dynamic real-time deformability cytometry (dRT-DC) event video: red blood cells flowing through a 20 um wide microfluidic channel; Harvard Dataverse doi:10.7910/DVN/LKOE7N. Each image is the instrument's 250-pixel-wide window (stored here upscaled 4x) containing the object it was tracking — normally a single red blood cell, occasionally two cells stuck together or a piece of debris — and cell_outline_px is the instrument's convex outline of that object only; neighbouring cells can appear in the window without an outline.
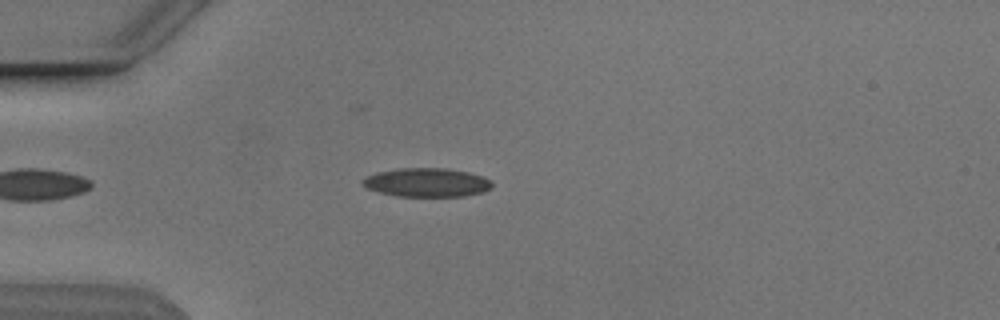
{"species": "Egyptian fruit bat (a non-hibernating species)", "species_latin": "Rousettus aegyptiacus", "temperature_condition": "cold", "stored_images_in_passage": 37, "camera_frame_rate_fps": 3000, "um_per_image_px": 0.085, "animal": {"sex": "male"}, "frame": {"image": 1, "passage_image": 2, "time_ms": 0.333, "image_size_px": [1000, 320], "cell_outline_px": [[492, 188], [484, 192], [464, 196], [396, 196], [380, 192], [368, 188], [360, 184], [360, 180], [376, 172], [400, 168], [444, 168], [468, 172], [492, 180]], "centroid_in_image_um": [36.27, 15.51], "position_along_channel_um": 48.7, "area_um2": 21.73}}
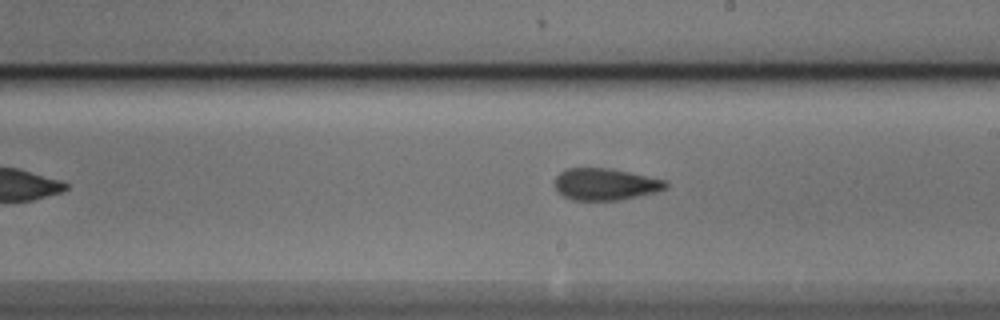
{"frame": {"image": 2, "passage_image": 18, "time_ms": 5.667, "image_size_px": [1000, 320], "cell_outline_px": [[668, 188], [656, 192], [620, 200], [572, 200], [556, 192], [556, 176], [560, 172], [568, 168], [608, 168], [668, 180]], "centroid_in_image_um": [51.48, 15.66], "position_along_channel_um": 237.5, "area_um2": 20.63}}
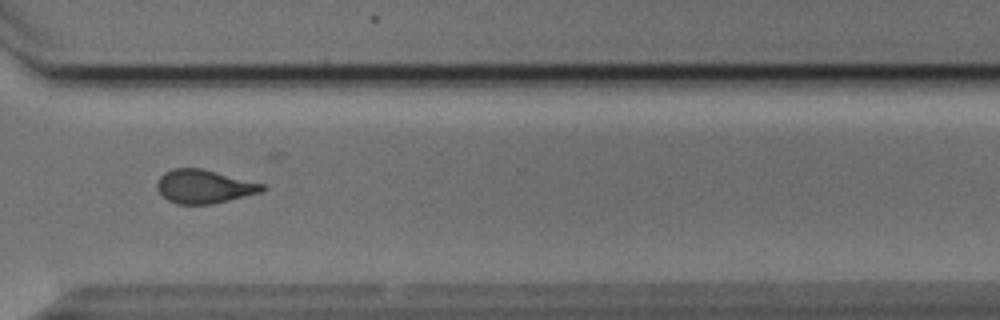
{"frame": {"image": 3, "passage_image": 27, "time_ms": 8.667, "image_size_px": [1000, 320], "cell_outline_px": [[268, 188], [260, 192], [212, 204], [176, 204], [168, 200], [156, 188], [156, 184], [160, 176], [164, 172], [172, 168], [200, 168], [264, 184]], "centroid_in_image_um": [17.32, 15.85], "position_along_channel_um": 353.3, "area_um2": 20.4}, "authors_computed_cell_mechanics": {"area_um2": 20.9814, "velocity_mm_per_s": 3.8569, "shape_relaxation_time_tau1_ms": 5.439, "shape_relaxation_time_tau2_ms": 2.5366, "deformation_change_tau1": 0.132, "deformation_change_tau2": 0.0992}}